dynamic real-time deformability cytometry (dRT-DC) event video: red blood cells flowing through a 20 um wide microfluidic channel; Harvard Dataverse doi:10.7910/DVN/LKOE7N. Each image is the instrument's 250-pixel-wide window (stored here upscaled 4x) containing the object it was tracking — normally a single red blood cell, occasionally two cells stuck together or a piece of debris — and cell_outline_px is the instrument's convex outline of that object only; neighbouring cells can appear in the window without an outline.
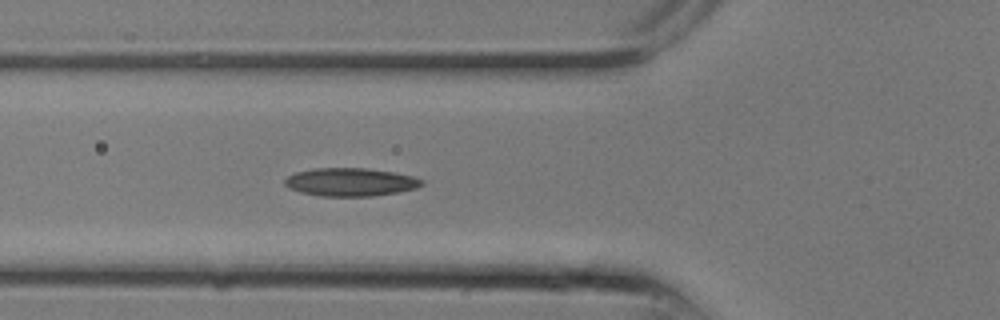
{"species": "common noctule bat (a hibernating species)", "species_latin": "Nyctalus noctula", "temperature_condition": "room temperature", "stored_images_in_passage": 5, "camera_frame_rate_fps": 3000, "um_per_image_px": 0.085, "animal": {"sex": "male", "body_mass_g": 13.3}, "frame": {"image": 1, "passage_image": 5, "time_ms": 1.333, "image_size_px": [1000, 320], "cell_outline_px": [[424, 184], [416, 188], [400, 192], [372, 196], [320, 196], [300, 192], [288, 188], [284, 184], [284, 180], [288, 176], [296, 172], [316, 168], [368, 168], [396, 172], [412, 176], [424, 180]], "centroid_in_image_um": [29.81, 15.47], "position_along_channel_um": 96.0, "area_um2": 22.66}}